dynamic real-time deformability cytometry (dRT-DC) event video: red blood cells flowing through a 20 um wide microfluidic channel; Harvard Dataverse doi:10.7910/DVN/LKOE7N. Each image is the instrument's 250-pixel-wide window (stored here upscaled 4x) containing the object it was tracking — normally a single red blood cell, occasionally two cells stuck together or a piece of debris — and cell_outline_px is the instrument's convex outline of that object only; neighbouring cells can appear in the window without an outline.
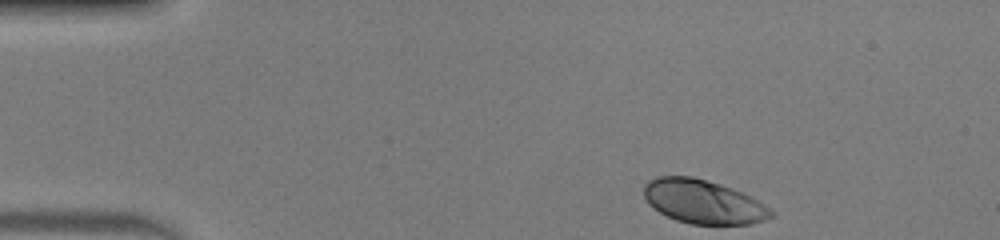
{"species": "human", "species_latin": "Homo sapiens", "temperature_condition": "warm", "stored_images_in_passage": 44, "camera_frame_rate_fps": 3000, "um_per_image_px": 0.085, "donor": {"sex": "male"}, "frame": {"image": 1, "passage_image": 1, "time_ms": 0.0, "image_size_px": [1000, 240], "cell_outline_px": [[776, 216], [752, 224], [692, 224], [676, 220], [660, 212], [648, 204], [644, 196], [644, 184], [648, 180], [656, 176], [692, 176], [720, 184], [732, 188], [752, 196], [776, 212]], "centroid_in_image_um": [59.8, 17.14], "position_along_channel_um": 25.2, "area_um2": 32.71}}
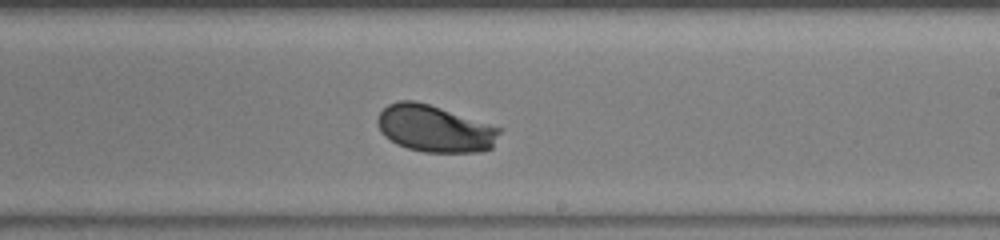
{"frame": {"image": 2, "passage_image": 24, "time_ms": 7.667, "image_size_px": [1000, 240], "cell_outline_px": [[504, 128], [492, 148], [480, 152], [424, 152], [408, 148], [396, 144], [384, 136], [376, 124], [376, 116], [388, 104], [400, 100], [416, 100]], "centroid_in_image_um": [36.96, 10.93], "position_along_channel_um": 252.0, "area_um2": 33.7}}
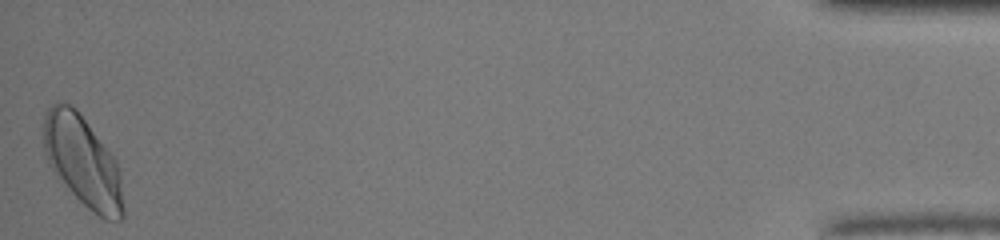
{"frame": {"image": 3, "passage_image": 44, "time_ms": 14.333, "image_size_px": [1000, 240], "cell_outline_px": [[124, 220], [104, 220], [88, 208], [72, 192], [48, 164], [44, 152], [44, 116], [48, 108], [56, 100], [72, 104], [76, 108], [116, 160], [120, 176], [124, 208]], "centroid_in_image_um": [7.03, 13.7], "position_along_channel_um": 428.2, "area_um2": 41.85}, "authors_computed_cell_mechanics": {"area_um2": 33.8997, "velocity_mm_per_s": 4.026, "shape_relaxation_time_tau1_ms": 2.1267, "shape_relaxation_time_tau2_ms": null, "deformation_change_tau1": 0.1293, "deformation_change_tau2": null}}